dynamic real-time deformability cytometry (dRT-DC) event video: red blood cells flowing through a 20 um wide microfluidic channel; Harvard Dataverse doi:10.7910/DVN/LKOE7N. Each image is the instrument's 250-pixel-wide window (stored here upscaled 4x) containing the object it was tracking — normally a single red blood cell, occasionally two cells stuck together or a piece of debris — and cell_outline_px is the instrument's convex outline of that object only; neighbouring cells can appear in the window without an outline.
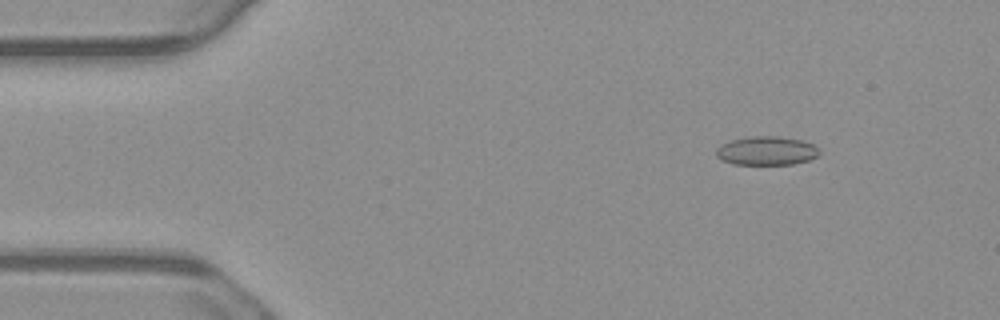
{"species": "common noctule bat (a hibernating species)", "species_latin": "Nyctalus noctula", "temperature_condition": "warm", "stored_images_in_passage": 55, "camera_frame_rate_fps": 3000, "um_per_image_px": 0.085, "animal": {"sex": "male", "body_mass_g": 23.1, "forearm_length_mm": 52.7}, "frame": {"image": 1, "passage_image": 7, "time_ms": 2.0, "image_size_px": [1000, 320], "cell_outline_px": [[820, 156], [808, 160], [792, 164], [732, 164], [720, 160], [716, 156], [716, 148], [720, 144], [732, 140], [748, 136], [780, 136], [800, 140], [812, 144], [820, 148]], "centroid_in_image_um": [65.15, 12.81], "position_along_channel_um": 19.9, "area_um2": 17.51}}
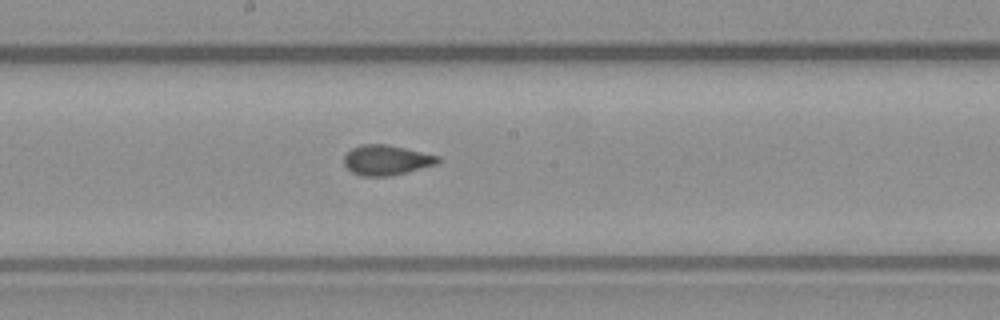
{"frame": {"image": 2, "passage_image": 29, "time_ms": 9.333, "image_size_px": [1000, 320], "cell_outline_px": [[440, 160], [436, 164], [388, 176], [360, 176], [352, 172], [344, 164], [344, 156], [352, 148], [360, 144], [388, 144], [440, 156]], "centroid_in_image_um": [32.82, 13.59], "position_along_channel_um": 215.4, "area_um2": 16.3}}
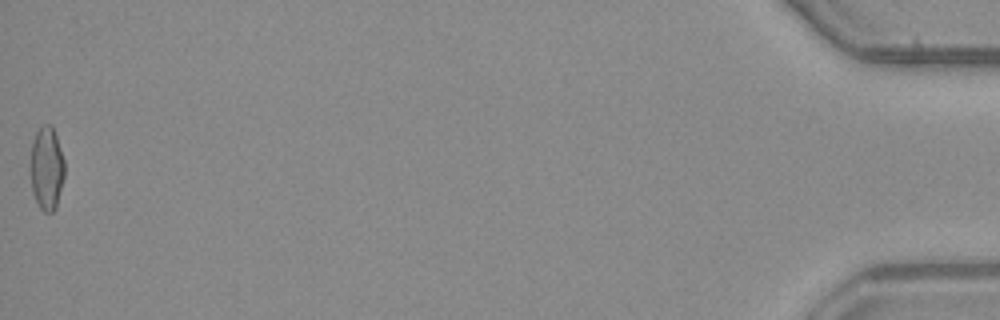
{"frame": {"image": 3, "passage_image": 55, "time_ms": 18.0, "image_size_px": [1000, 320], "cell_outline_px": [[64, 176], [56, 208], [52, 212], [44, 212], [40, 208], [32, 192], [28, 168], [32, 144], [36, 132], [44, 124], [52, 124], [64, 160]], "centroid_in_image_um": [3.93, 14.31], "position_along_channel_um": 431.3, "area_um2": 16.88}, "authors_computed_cell_mechanics": {"area_um2": 16.8198, "velocity_mm_per_s": 3.7576, "shape_relaxation_time_tau1_ms": null, "shape_relaxation_time_tau2_ms": 1.0383, "deformation_change_tau1": null, "deformation_change_tau2": 0.055}}